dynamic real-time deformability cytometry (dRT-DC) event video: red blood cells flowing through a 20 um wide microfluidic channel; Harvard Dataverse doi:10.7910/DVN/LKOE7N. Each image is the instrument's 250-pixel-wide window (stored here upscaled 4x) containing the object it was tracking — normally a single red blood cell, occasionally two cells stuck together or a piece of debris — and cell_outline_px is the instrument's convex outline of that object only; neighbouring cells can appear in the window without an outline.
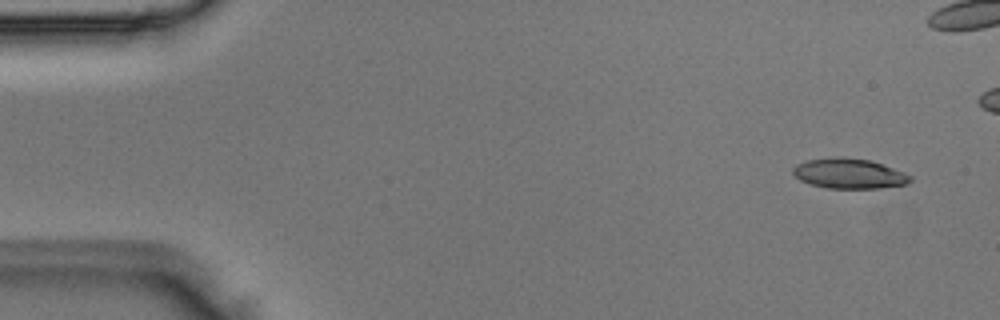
{"species": "Egyptian fruit bat (a non-hibernating species)", "species_latin": "Rousettus aegyptiacus", "temperature_condition": "room temperature", "stored_images_in_passage": 6, "camera_frame_rate_fps": 3000, "um_per_image_px": 0.085, "animal": {"sex": "male"}, "frame": {"image": 1, "passage_image": 1, "time_ms": 0.0, "image_size_px": [1000, 320], "cell_outline_px": [[912, 180], [908, 184], [880, 188], [828, 188], [812, 184], [800, 180], [792, 172], [792, 168], [796, 164], [808, 160], [836, 156], [844, 156], [872, 160], [904, 172], [912, 176]], "centroid_in_image_um": [72.2, 14.73], "position_along_channel_um": 12.8, "area_um2": 20.75}}
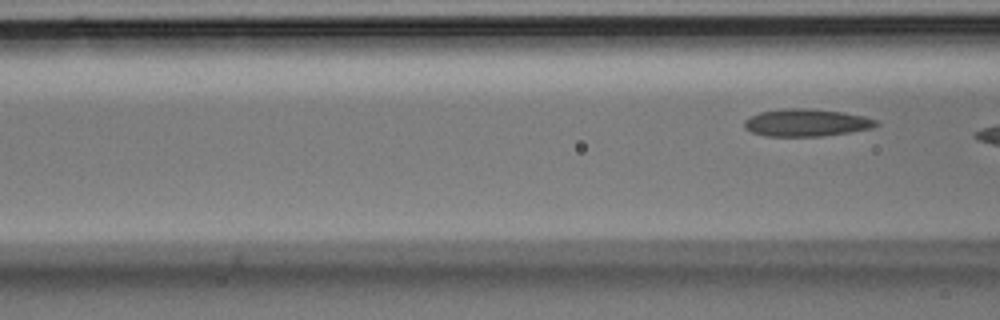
{"frame": {"image": 2, "passage_image": 6, "time_ms": 1.667, "image_size_px": [1000, 320], "cell_outline_px": [[880, 124], [872, 128], [852, 132], [824, 136], [768, 136], [752, 132], [744, 128], [744, 120], [748, 116], [760, 112], [784, 108], [812, 108], [844, 112], [864, 116], [876, 120]], "centroid_in_image_um": [68.55, 10.42], "position_along_channel_um": 98.1, "area_um2": 21.33}}